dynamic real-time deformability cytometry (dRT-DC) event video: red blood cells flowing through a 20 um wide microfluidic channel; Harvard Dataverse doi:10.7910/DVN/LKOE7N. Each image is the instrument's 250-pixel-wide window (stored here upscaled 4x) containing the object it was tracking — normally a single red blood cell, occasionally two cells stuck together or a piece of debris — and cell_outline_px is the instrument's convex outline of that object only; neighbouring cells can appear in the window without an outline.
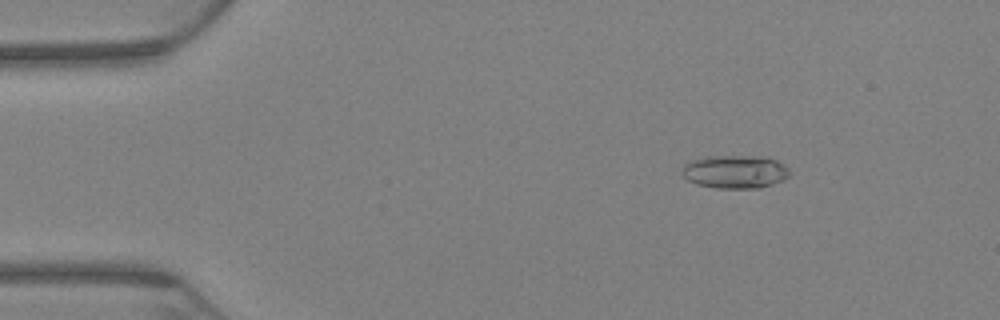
{"species": "Egyptian fruit bat (a non-hibernating species)", "species_latin": "Rousettus aegyptiacus", "temperature_condition": "warm", "stored_images_in_passage": 70, "camera_frame_rate_fps": 3000, "um_per_image_px": 0.085, "animal": {"sex": "female"}, "frame": {"image": 1, "passage_image": 11, "time_ms": 3.333, "image_size_px": [1000, 320], "cell_outline_px": [[788, 176], [784, 180], [760, 188], [716, 188], [696, 184], [688, 180], [680, 172], [684, 164], [692, 160], [704, 156], [768, 156], [784, 164], [788, 168]], "centroid_in_image_um": [62.47, 14.59], "position_along_channel_um": 22.5, "area_um2": 21.04}}
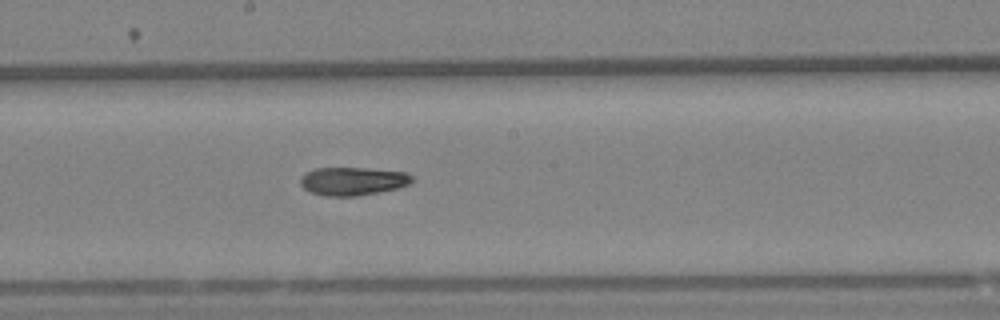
{"frame": {"image": 2, "passage_image": 39, "time_ms": 12.667, "image_size_px": [1000, 320], "cell_outline_px": [[412, 184], [400, 188], [380, 192], [356, 196], [328, 196], [312, 192], [304, 188], [300, 184], [300, 176], [316, 168], [364, 168], [404, 172], [412, 176]], "centroid_in_image_um": [30.01, 15.4], "position_along_channel_um": 218.2, "area_um2": 18.32}}
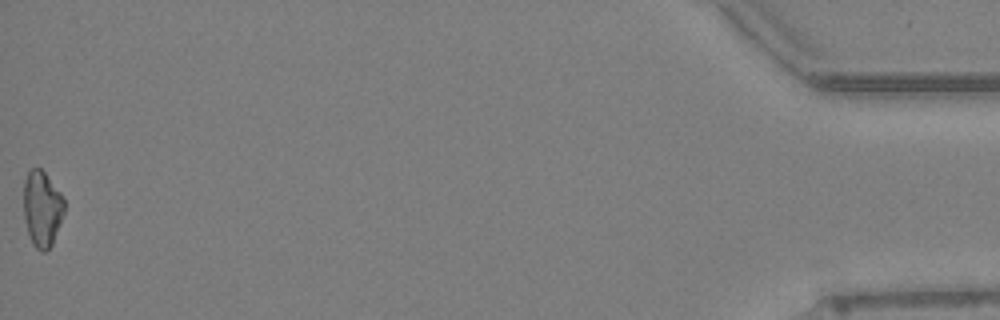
{"frame": {"image": 3, "passage_image": 70, "time_ms": 23.0, "image_size_px": [1000, 320], "cell_outline_px": [[64, 212], [52, 244], [44, 252], [40, 252], [32, 244], [28, 232], [24, 216], [24, 180], [28, 172], [32, 168], [40, 168], [44, 172], [60, 192], [64, 200]], "centroid_in_image_um": [3.57, 17.74], "position_along_channel_um": 431.6, "area_um2": 17.74}}